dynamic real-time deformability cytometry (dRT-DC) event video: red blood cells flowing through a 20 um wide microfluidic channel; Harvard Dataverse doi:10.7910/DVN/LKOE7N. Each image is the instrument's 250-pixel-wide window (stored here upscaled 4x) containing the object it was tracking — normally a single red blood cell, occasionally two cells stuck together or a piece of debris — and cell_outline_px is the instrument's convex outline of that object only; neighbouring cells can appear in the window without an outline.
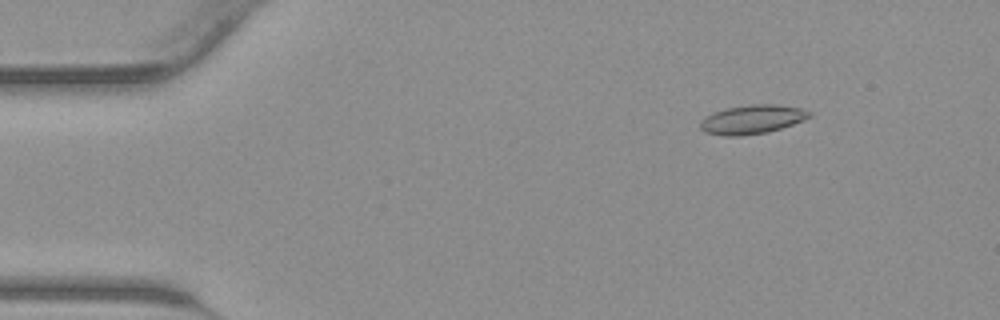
{"species": "common noctule bat (a hibernating species)", "species_latin": "Nyctalus noctula", "temperature_condition": "warm", "stored_images_in_passage": 39, "camera_frame_rate_fps": 3000, "um_per_image_px": 0.085, "animal": {"sex": "male", "body_mass_g": 23.1, "forearm_length_mm": 52.7}, "frame": {"image": 1, "passage_image": 1, "time_ms": 0.0, "image_size_px": [1000, 320], "cell_outline_px": [[812, 116], [804, 120], [768, 132], [740, 136], [724, 136], [704, 132], [700, 128], [700, 120], [716, 112], [728, 108], [748, 104], [776, 104], [800, 108], [812, 112]], "centroid_in_image_um": [63.95, 10.15], "position_along_channel_um": 21.1, "area_um2": 18.32}}
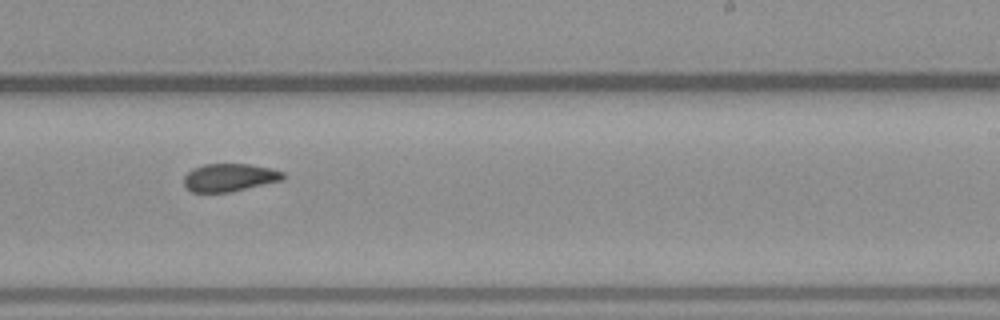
{"frame": {"image": 2, "passage_image": 22, "time_ms": 7.0, "image_size_px": [1000, 320], "cell_outline_px": [[284, 176], [280, 180], [232, 192], [192, 192], [184, 184], [184, 176], [192, 168], [204, 164], [248, 164], [272, 168], [284, 172]], "centroid_in_image_um": [19.48, 15.08], "position_along_channel_um": 269.5, "area_um2": 16.01}}
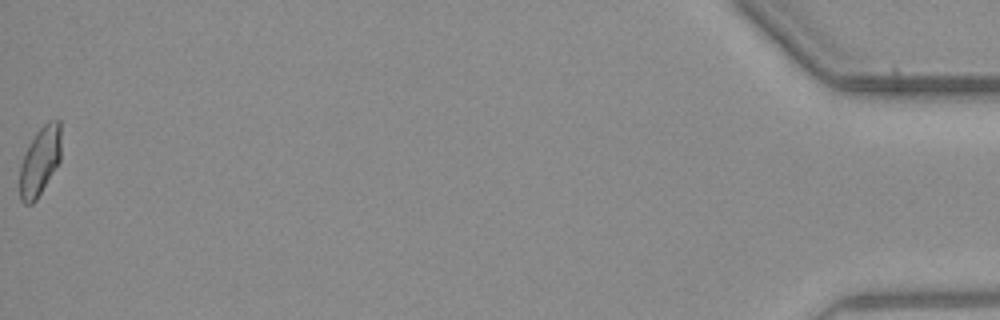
{"frame": {"image": 3, "passage_image": 39, "time_ms": 12.667, "image_size_px": [1000, 320], "cell_outline_px": [[60, 160], [36, 200], [32, 204], [24, 204], [20, 200], [20, 164], [28, 144], [36, 132], [48, 120], [60, 120]], "centroid_in_image_um": [3.38, 13.69], "position_along_channel_um": 431.8, "area_um2": 16.47}}